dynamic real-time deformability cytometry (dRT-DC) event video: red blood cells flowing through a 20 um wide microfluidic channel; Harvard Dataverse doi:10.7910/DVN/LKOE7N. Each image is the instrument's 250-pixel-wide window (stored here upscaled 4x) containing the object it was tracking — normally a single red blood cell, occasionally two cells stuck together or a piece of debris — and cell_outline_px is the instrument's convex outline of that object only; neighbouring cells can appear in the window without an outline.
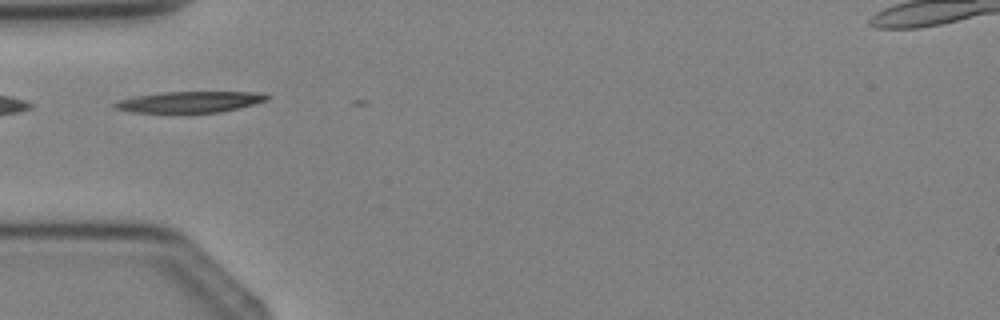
{"species": "Egyptian fruit bat (a non-hibernating species)", "species_latin": "Rousettus aegyptiacus", "temperature_condition": "cold", "stored_images_in_passage": 3, "segment_of_instrument_passage": [2, 2], "camera_frame_rate_fps": 3000, "um_per_image_px": 0.085, "animal": {"sex": "female"}, "frame": {"image": 1, "passage_image": 3, "time_ms": 2.333, "image_size_px": [1000, 320], "cell_outline_px": [[272, 96], [268, 100], [240, 108], [220, 112], [132, 112], [112, 108], [112, 104], [120, 100], [136, 96], [164, 92], [264, 92]], "centroid_in_image_um": [16.2, 8.66], "position_along_channel_um": 68.8, "area_um2": 18.73}}